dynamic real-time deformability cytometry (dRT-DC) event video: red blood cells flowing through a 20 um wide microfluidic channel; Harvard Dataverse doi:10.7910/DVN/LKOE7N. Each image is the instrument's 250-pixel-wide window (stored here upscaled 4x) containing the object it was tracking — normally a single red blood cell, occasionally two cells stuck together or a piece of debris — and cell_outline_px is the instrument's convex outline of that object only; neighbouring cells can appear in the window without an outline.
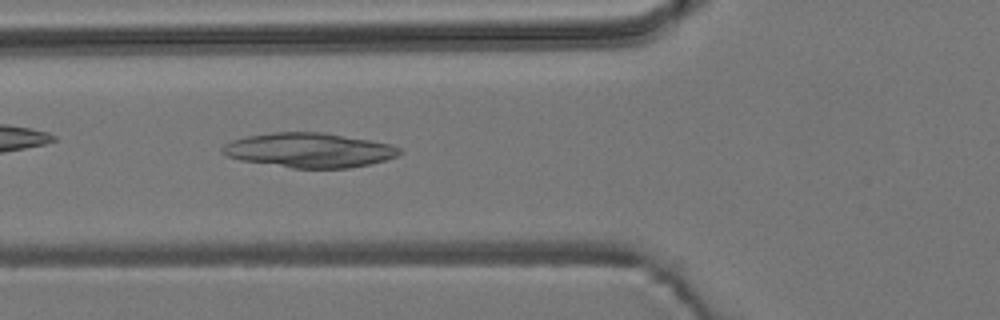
{"species": "common noctule bat (a hibernating species)", "species_latin": "Nyctalus noctula", "temperature_condition": "room temperature", "stored_images_in_passage": 27, "camera_frame_rate_fps": 3000, "um_per_image_px": 0.085, "animal": {"sex": "male", "body_mass_g": 19.2, "forearm_length_mm": 51.8}, "frame": {"image": 1, "passage_image": 8, "time_ms": 2.333, "image_size_px": [1000, 320], "cell_outline_px": [[404, 152], [396, 156], [384, 160], [368, 164], [348, 168], [292, 168], [240, 160], [228, 156], [220, 152], [220, 148], [224, 144], [232, 140], [248, 136], [272, 132], [320, 132], [368, 140], [388, 144], [400, 148]], "centroid_in_image_um": [26.23, 12.77], "position_along_channel_um": 99.6, "area_um2": 35.43}}
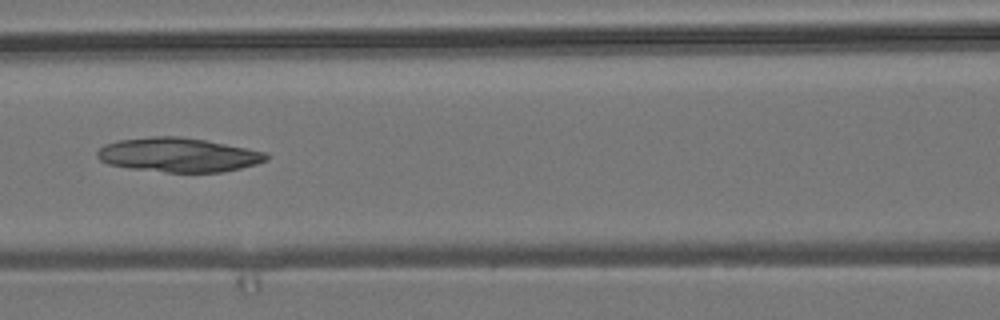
{"frame": {"image": 2, "passage_image": 12, "time_ms": 3.667, "image_size_px": [1000, 320], "cell_outline_px": [[268, 160], [256, 164], [224, 172], [168, 172], [132, 168], [108, 164], [100, 160], [96, 156], [96, 152], [104, 144], [116, 140], [152, 136], [180, 136], [204, 140], [264, 152], [268, 156]], "centroid_in_image_um": [15.11, 13.16], "position_along_channel_um": 151.5, "area_um2": 33.47}}